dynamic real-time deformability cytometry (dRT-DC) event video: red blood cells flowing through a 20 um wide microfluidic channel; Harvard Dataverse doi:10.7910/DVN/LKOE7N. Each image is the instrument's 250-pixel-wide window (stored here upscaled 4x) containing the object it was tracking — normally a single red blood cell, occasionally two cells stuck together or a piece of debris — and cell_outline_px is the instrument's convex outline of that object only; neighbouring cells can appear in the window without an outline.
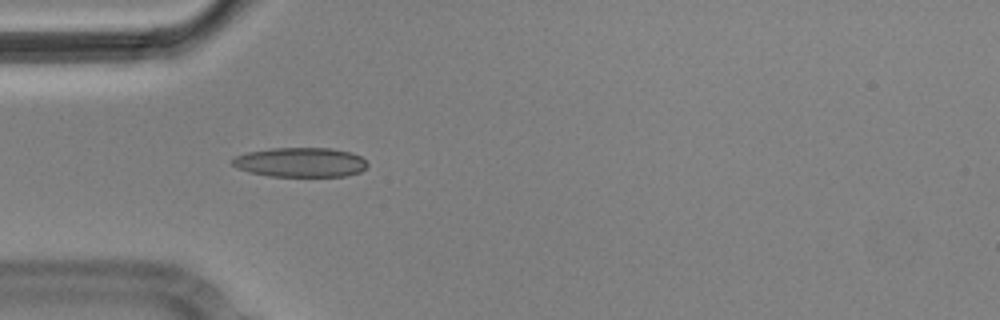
{"species": "Egyptian fruit bat (a non-hibernating species)", "species_latin": "Rousettus aegyptiacus", "temperature_condition": "cold", "stored_images_in_passage": 4, "camera_frame_rate_fps": 3000, "um_per_image_px": 0.085, "animal": {"sex": "male"}, "frame": {"image": 1, "passage_image": 4, "time_ms": 1.0, "image_size_px": [1000, 320], "cell_outline_px": [[368, 164], [360, 172], [344, 176], [268, 176], [252, 172], [240, 168], [232, 164], [232, 160], [236, 156], [248, 152], [272, 148], [332, 148], [352, 152], [360, 156]], "centroid_in_image_um": [25.58, 13.79], "position_along_channel_um": 59.4, "area_um2": 23.0}}